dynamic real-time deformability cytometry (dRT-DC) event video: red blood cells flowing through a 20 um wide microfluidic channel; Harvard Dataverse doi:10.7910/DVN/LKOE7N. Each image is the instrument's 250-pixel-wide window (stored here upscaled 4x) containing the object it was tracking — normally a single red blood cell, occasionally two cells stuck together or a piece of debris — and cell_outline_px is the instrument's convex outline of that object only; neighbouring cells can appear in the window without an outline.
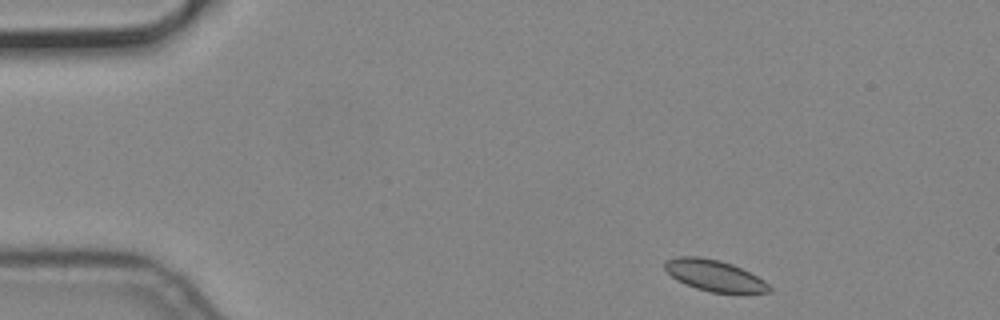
{"species": "common noctule bat (a hibernating species)", "species_latin": "Nyctalus noctula", "temperature_condition": "cold", "stored_images_in_passage": 5, "camera_frame_rate_fps": 3000, "um_per_image_px": 0.085, "animal": {"sex": "male", "body_mass_g": 19.2, "forearm_length_mm": 51.8}, "frame": {"image": 1, "passage_image": 1, "time_ms": 0.0, "image_size_px": [1000, 320], "cell_outline_px": [[772, 292], [712, 292], [696, 288], [684, 284], [676, 280], [664, 268], [664, 260], [676, 256], [700, 256], [720, 260], [732, 264], [764, 280], [772, 288]], "centroid_in_image_um": [60.67, 23.4], "position_along_channel_um": 24.3, "area_um2": 18.9}}
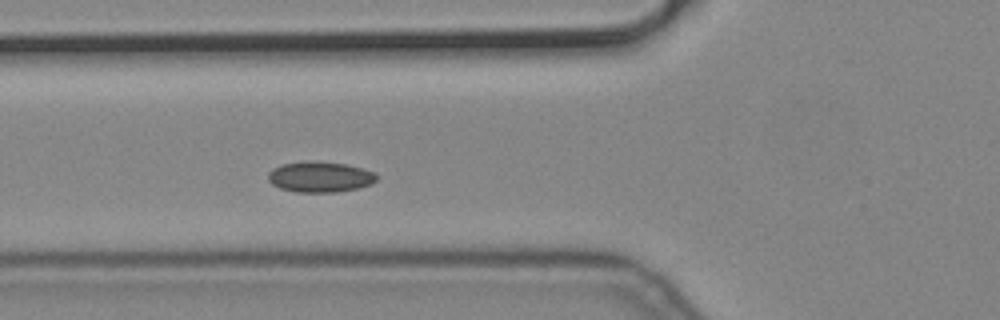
{"frame": {"image": 2, "passage_image": 5, "time_ms": 1.333, "image_size_px": [1000, 320], "cell_outline_px": [[376, 180], [372, 184], [356, 188], [336, 192], [296, 192], [280, 188], [272, 184], [268, 180], [268, 172], [272, 168], [280, 164], [304, 160], [316, 160], [348, 164], [364, 168], [376, 172]], "centroid_in_image_um": [27.18, 15.01], "position_along_channel_um": 98.6, "area_um2": 19.83}}